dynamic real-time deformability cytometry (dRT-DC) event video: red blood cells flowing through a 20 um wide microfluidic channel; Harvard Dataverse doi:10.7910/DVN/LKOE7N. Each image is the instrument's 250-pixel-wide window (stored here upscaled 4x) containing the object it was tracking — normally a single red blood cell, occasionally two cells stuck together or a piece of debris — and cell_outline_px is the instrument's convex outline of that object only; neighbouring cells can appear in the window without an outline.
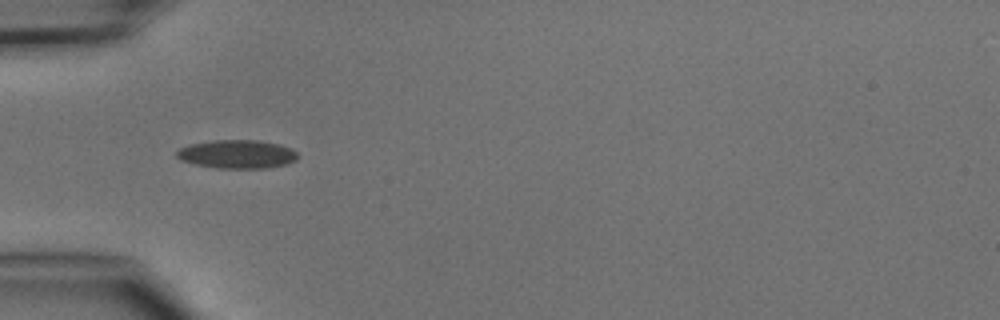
{"species": "common noctule bat (a hibernating species)", "species_latin": "Nyctalus noctula", "temperature_condition": "cold", "stored_images_in_passage": 3, "camera_frame_rate_fps": 3000, "um_per_image_px": 0.085, "animal": {"sex": "male", "body_mass_g": 15.6}, "frame": {"image": 1, "passage_image": 2, "time_ms": 1.0, "image_size_px": [1000, 320], "cell_outline_px": [[300, 156], [296, 160], [288, 164], [264, 168], [220, 168], [196, 164], [180, 160], [176, 156], [176, 152], [180, 148], [192, 144], [212, 140], [256, 140], [280, 144], [292, 148]], "centroid_in_image_um": [20.2, 13.1], "position_along_channel_um": 64.8, "area_um2": 20.11}}